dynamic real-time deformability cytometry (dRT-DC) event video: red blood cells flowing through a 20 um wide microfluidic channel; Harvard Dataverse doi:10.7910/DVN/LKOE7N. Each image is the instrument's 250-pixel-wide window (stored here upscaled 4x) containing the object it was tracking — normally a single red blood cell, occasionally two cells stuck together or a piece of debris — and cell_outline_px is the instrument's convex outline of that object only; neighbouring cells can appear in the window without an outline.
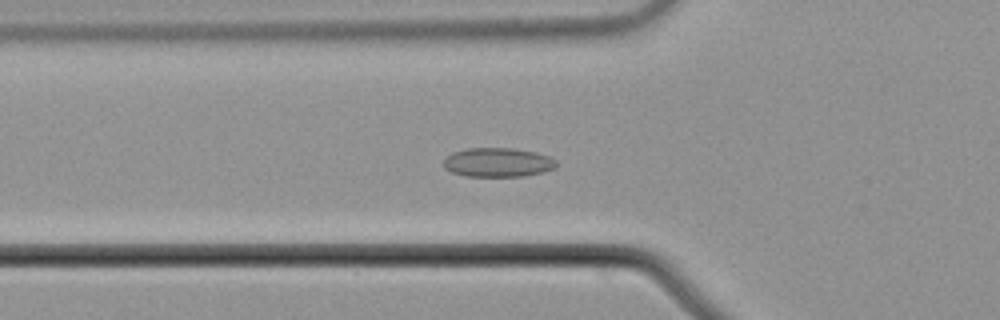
{"species": "common noctule bat (a hibernating species)", "species_latin": "Nyctalus noctula", "temperature_condition": "cold", "stored_images_in_passage": 36, "camera_frame_rate_fps": 3000, "um_per_image_px": 0.085, "animal": {"sex": "male", "body_mass_g": 21.5, "forearm_length_mm": 52.0}, "frame": {"image": 1, "passage_image": 6, "time_ms": 1.667, "image_size_px": [1000, 320], "cell_outline_px": [[556, 168], [544, 172], [524, 176], [464, 176], [452, 172], [444, 168], [444, 160], [452, 152], [468, 148], [512, 148], [536, 152], [548, 156], [556, 160]], "centroid_in_image_um": [42.33, 13.8], "position_along_channel_um": 83.5, "area_um2": 19.19}}
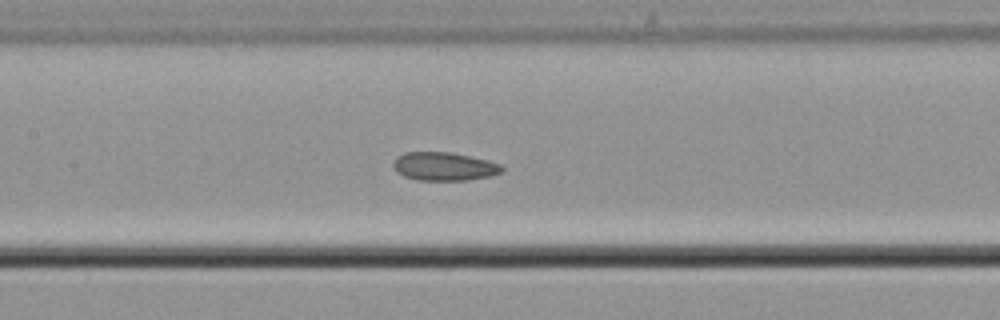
{"frame": {"image": 2, "passage_image": 13, "time_ms": 4.0, "image_size_px": [1000, 320], "cell_outline_px": [[504, 172], [492, 176], [468, 180], [416, 180], [404, 176], [396, 172], [392, 164], [396, 156], [404, 152], [448, 152], [488, 160], [500, 164], [504, 168]], "centroid_in_image_um": [37.75, 14.15], "position_along_channel_um": 169.7, "area_um2": 18.15}}
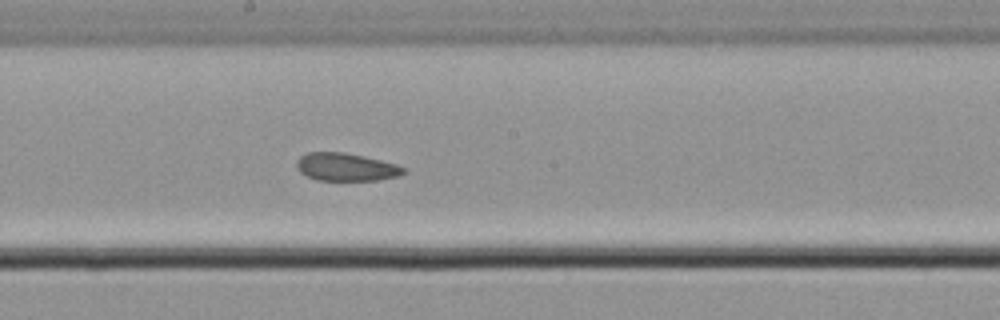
{"frame": {"image": 3, "passage_image": 17, "time_ms": 5.333, "image_size_px": [1000, 320], "cell_outline_px": [[404, 172], [396, 176], [380, 180], [316, 180], [300, 172], [296, 168], [296, 160], [300, 156], [308, 152], [344, 152], [364, 156], [396, 164], [404, 168]], "centroid_in_image_um": [29.36, 14.19], "position_along_channel_um": 218.8, "area_um2": 17.28}, "authors_computed_cell_mechanics": {"area_um2": 18.496, "velocity_mm_per_s": 3.6965, "shape_relaxation_time_tau1_ms": null, "shape_relaxation_time_tau2_ms": 6.0652, "deformation_change_tau1": null, "deformation_change_tau2": 0.1161}}